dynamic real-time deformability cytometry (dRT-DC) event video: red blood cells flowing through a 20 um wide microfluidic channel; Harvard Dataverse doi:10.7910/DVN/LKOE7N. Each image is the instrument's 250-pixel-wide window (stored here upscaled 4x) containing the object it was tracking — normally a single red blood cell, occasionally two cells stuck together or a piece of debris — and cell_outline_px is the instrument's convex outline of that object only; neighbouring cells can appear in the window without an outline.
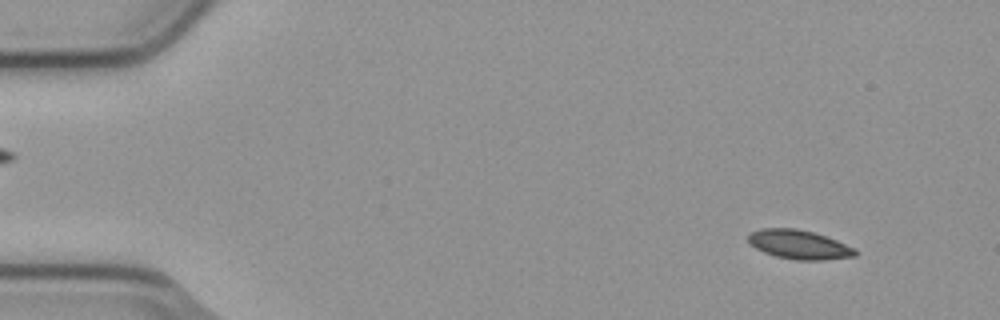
{"species": "common noctule bat (a hibernating species)", "species_latin": "Nyctalus noctula", "temperature_condition": "cold", "stored_images_in_passage": 4, "camera_frame_rate_fps": 3000, "um_per_image_px": 0.085, "animal": {"sex": "male", "body_mass_g": 23.1, "forearm_length_mm": 52.7}, "frame": {"image": 1, "passage_image": 1, "time_ms": 0.0, "image_size_px": [1000, 320], "cell_outline_px": [[856, 256], [824, 260], [796, 260], [776, 256], [764, 252], [756, 248], [748, 240], [748, 236], [752, 232], [760, 228], [796, 228], [812, 232], [836, 240], [856, 248]], "centroid_in_image_um": [67.93, 20.79], "position_along_channel_um": 17.1, "area_um2": 17.98}}
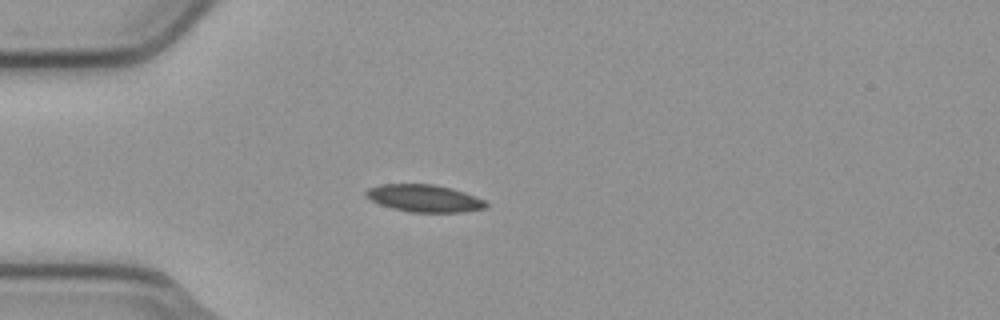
{"frame": {"image": 2, "passage_image": 4, "time_ms": 1.0, "image_size_px": [1000, 320], "cell_outline_px": [[488, 204], [484, 208], [464, 212], [412, 212], [392, 208], [380, 204], [372, 200], [364, 192], [368, 188], [380, 184], [432, 184], [452, 188], [476, 196], [484, 200]], "centroid_in_image_um": [36.08, 16.85], "position_along_channel_um": 48.9, "area_um2": 18.96}}